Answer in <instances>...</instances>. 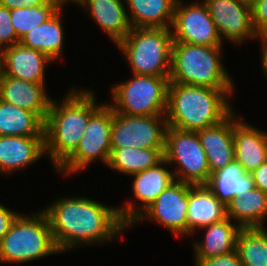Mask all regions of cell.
Returning <instances> with one entry per match:
<instances>
[{
	"label": "cell",
	"mask_w": 267,
	"mask_h": 266,
	"mask_svg": "<svg viewBox=\"0 0 267 266\" xmlns=\"http://www.w3.org/2000/svg\"><path fill=\"white\" fill-rule=\"evenodd\" d=\"M14 27L11 23L10 9L0 5V50L19 43Z\"/></svg>",
	"instance_id": "cell-31"
},
{
	"label": "cell",
	"mask_w": 267,
	"mask_h": 266,
	"mask_svg": "<svg viewBox=\"0 0 267 266\" xmlns=\"http://www.w3.org/2000/svg\"><path fill=\"white\" fill-rule=\"evenodd\" d=\"M195 262V266H243L236 250L207 259H196Z\"/></svg>",
	"instance_id": "cell-32"
},
{
	"label": "cell",
	"mask_w": 267,
	"mask_h": 266,
	"mask_svg": "<svg viewBox=\"0 0 267 266\" xmlns=\"http://www.w3.org/2000/svg\"><path fill=\"white\" fill-rule=\"evenodd\" d=\"M260 37V40L263 43V50H262V69L264 74L267 76V34L266 33H261L258 34L257 38Z\"/></svg>",
	"instance_id": "cell-37"
},
{
	"label": "cell",
	"mask_w": 267,
	"mask_h": 266,
	"mask_svg": "<svg viewBox=\"0 0 267 266\" xmlns=\"http://www.w3.org/2000/svg\"><path fill=\"white\" fill-rule=\"evenodd\" d=\"M221 46L173 42L169 83L233 89V82L221 63Z\"/></svg>",
	"instance_id": "cell-4"
},
{
	"label": "cell",
	"mask_w": 267,
	"mask_h": 266,
	"mask_svg": "<svg viewBox=\"0 0 267 266\" xmlns=\"http://www.w3.org/2000/svg\"><path fill=\"white\" fill-rule=\"evenodd\" d=\"M232 91L169 83L165 115L168 127L197 132L220 123L233 111L227 100Z\"/></svg>",
	"instance_id": "cell-3"
},
{
	"label": "cell",
	"mask_w": 267,
	"mask_h": 266,
	"mask_svg": "<svg viewBox=\"0 0 267 266\" xmlns=\"http://www.w3.org/2000/svg\"><path fill=\"white\" fill-rule=\"evenodd\" d=\"M43 154L44 136H0V171L6 174L27 167Z\"/></svg>",
	"instance_id": "cell-18"
},
{
	"label": "cell",
	"mask_w": 267,
	"mask_h": 266,
	"mask_svg": "<svg viewBox=\"0 0 267 266\" xmlns=\"http://www.w3.org/2000/svg\"><path fill=\"white\" fill-rule=\"evenodd\" d=\"M132 28H170L177 0H125Z\"/></svg>",
	"instance_id": "cell-23"
},
{
	"label": "cell",
	"mask_w": 267,
	"mask_h": 266,
	"mask_svg": "<svg viewBox=\"0 0 267 266\" xmlns=\"http://www.w3.org/2000/svg\"><path fill=\"white\" fill-rule=\"evenodd\" d=\"M62 6L59 0H47L41 6L10 10L11 23L17 37L21 39L31 29L51 18Z\"/></svg>",
	"instance_id": "cell-30"
},
{
	"label": "cell",
	"mask_w": 267,
	"mask_h": 266,
	"mask_svg": "<svg viewBox=\"0 0 267 266\" xmlns=\"http://www.w3.org/2000/svg\"><path fill=\"white\" fill-rule=\"evenodd\" d=\"M47 0H0V5L8 9L30 8L43 5Z\"/></svg>",
	"instance_id": "cell-36"
},
{
	"label": "cell",
	"mask_w": 267,
	"mask_h": 266,
	"mask_svg": "<svg viewBox=\"0 0 267 266\" xmlns=\"http://www.w3.org/2000/svg\"><path fill=\"white\" fill-rule=\"evenodd\" d=\"M177 0L172 26L173 42L192 45L222 46V39L218 34L206 4L192 3L182 6Z\"/></svg>",
	"instance_id": "cell-11"
},
{
	"label": "cell",
	"mask_w": 267,
	"mask_h": 266,
	"mask_svg": "<svg viewBox=\"0 0 267 266\" xmlns=\"http://www.w3.org/2000/svg\"><path fill=\"white\" fill-rule=\"evenodd\" d=\"M19 214L13 212L12 210L4 207L0 203V241L5 236V234L10 230L11 225L18 217Z\"/></svg>",
	"instance_id": "cell-34"
},
{
	"label": "cell",
	"mask_w": 267,
	"mask_h": 266,
	"mask_svg": "<svg viewBox=\"0 0 267 266\" xmlns=\"http://www.w3.org/2000/svg\"><path fill=\"white\" fill-rule=\"evenodd\" d=\"M236 251L243 266H267V231L242 228L238 232Z\"/></svg>",
	"instance_id": "cell-29"
},
{
	"label": "cell",
	"mask_w": 267,
	"mask_h": 266,
	"mask_svg": "<svg viewBox=\"0 0 267 266\" xmlns=\"http://www.w3.org/2000/svg\"><path fill=\"white\" fill-rule=\"evenodd\" d=\"M113 109L103 104L89 119L76 150L57 168L71 174L99 158L108 165L111 155Z\"/></svg>",
	"instance_id": "cell-9"
},
{
	"label": "cell",
	"mask_w": 267,
	"mask_h": 266,
	"mask_svg": "<svg viewBox=\"0 0 267 266\" xmlns=\"http://www.w3.org/2000/svg\"><path fill=\"white\" fill-rule=\"evenodd\" d=\"M226 215L237 220L241 228H263L261 224L267 215V193L256 187L242 193L227 204Z\"/></svg>",
	"instance_id": "cell-25"
},
{
	"label": "cell",
	"mask_w": 267,
	"mask_h": 266,
	"mask_svg": "<svg viewBox=\"0 0 267 266\" xmlns=\"http://www.w3.org/2000/svg\"><path fill=\"white\" fill-rule=\"evenodd\" d=\"M57 253L60 252L43 210L32 217L18 215L0 241V262L24 263Z\"/></svg>",
	"instance_id": "cell-6"
},
{
	"label": "cell",
	"mask_w": 267,
	"mask_h": 266,
	"mask_svg": "<svg viewBox=\"0 0 267 266\" xmlns=\"http://www.w3.org/2000/svg\"><path fill=\"white\" fill-rule=\"evenodd\" d=\"M255 187L267 193V160L252 173Z\"/></svg>",
	"instance_id": "cell-35"
},
{
	"label": "cell",
	"mask_w": 267,
	"mask_h": 266,
	"mask_svg": "<svg viewBox=\"0 0 267 266\" xmlns=\"http://www.w3.org/2000/svg\"><path fill=\"white\" fill-rule=\"evenodd\" d=\"M62 7L47 21L27 32L20 43L31 49L43 52L52 61L56 60L63 49L64 32L61 25Z\"/></svg>",
	"instance_id": "cell-26"
},
{
	"label": "cell",
	"mask_w": 267,
	"mask_h": 266,
	"mask_svg": "<svg viewBox=\"0 0 267 266\" xmlns=\"http://www.w3.org/2000/svg\"><path fill=\"white\" fill-rule=\"evenodd\" d=\"M173 44L170 28H132L117 46L133 75L169 76Z\"/></svg>",
	"instance_id": "cell-5"
},
{
	"label": "cell",
	"mask_w": 267,
	"mask_h": 266,
	"mask_svg": "<svg viewBox=\"0 0 267 266\" xmlns=\"http://www.w3.org/2000/svg\"><path fill=\"white\" fill-rule=\"evenodd\" d=\"M206 186L225 206L233 198L255 188L252 174L245 173L235 160L211 174Z\"/></svg>",
	"instance_id": "cell-22"
},
{
	"label": "cell",
	"mask_w": 267,
	"mask_h": 266,
	"mask_svg": "<svg viewBox=\"0 0 267 266\" xmlns=\"http://www.w3.org/2000/svg\"><path fill=\"white\" fill-rule=\"evenodd\" d=\"M167 127L165 115L129 116L113 111L111 152L125 147L164 148Z\"/></svg>",
	"instance_id": "cell-10"
},
{
	"label": "cell",
	"mask_w": 267,
	"mask_h": 266,
	"mask_svg": "<svg viewBox=\"0 0 267 266\" xmlns=\"http://www.w3.org/2000/svg\"><path fill=\"white\" fill-rule=\"evenodd\" d=\"M243 1L249 5H253L257 0H243Z\"/></svg>",
	"instance_id": "cell-38"
},
{
	"label": "cell",
	"mask_w": 267,
	"mask_h": 266,
	"mask_svg": "<svg viewBox=\"0 0 267 266\" xmlns=\"http://www.w3.org/2000/svg\"><path fill=\"white\" fill-rule=\"evenodd\" d=\"M44 84L1 74L0 99L8 104L32 111L45 121L52 99L44 91Z\"/></svg>",
	"instance_id": "cell-17"
},
{
	"label": "cell",
	"mask_w": 267,
	"mask_h": 266,
	"mask_svg": "<svg viewBox=\"0 0 267 266\" xmlns=\"http://www.w3.org/2000/svg\"><path fill=\"white\" fill-rule=\"evenodd\" d=\"M163 164H168V162L163 159L156 166L132 175L135 178L133 181L134 195L143 205L141 207L142 211L136 209V206L130 202L124 208H118L120 217L127 226L135 223L137 218L157 197L176 181L173 172L171 173L165 169L167 167H164Z\"/></svg>",
	"instance_id": "cell-14"
},
{
	"label": "cell",
	"mask_w": 267,
	"mask_h": 266,
	"mask_svg": "<svg viewBox=\"0 0 267 266\" xmlns=\"http://www.w3.org/2000/svg\"><path fill=\"white\" fill-rule=\"evenodd\" d=\"M0 136H44V121L36 113L0 99Z\"/></svg>",
	"instance_id": "cell-27"
},
{
	"label": "cell",
	"mask_w": 267,
	"mask_h": 266,
	"mask_svg": "<svg viewBox=\"0 0 267 266\" xmlns=\"http://www.w3.org/2000/svg\"><path fill=\"white\" fill-rule=\"evenodd\" d=\"M62 4H64V3H66V1H70V2H72L73 1V3H76L77 2V0H59Z\"/></svg>",
	"instance_id": "cell-39"
},
{
	"label": "cell",
	"mask_w": 267,
	"mask_h": 266,
	"mask_svg": "<svg viewBox=\"0 0 267 266\" xmlns=\"http://www.w3.org/2000/svg\"><path fill=\"white\" fill-rule=\"evenodd\" d=\"M252 8V23L258 34L267 32V0H257Z\"/></svg>",
	"instance_id": "cell-33"
},
{
	"label": "cell",
	"mask_w": 267,
	"mask_h": 266,
	"mask_svg": "<svg viewBox=\"0 0 267 266\" xmlns=\"http://www.w3.org/2000/svg\"><path fill=\"white\" fill-rule=\"evenodd\" d=\"M206 230L204 240L194 242L195 259H207L236 250L238 232L242 229L233 225L230 218L203 227Z\"/></svg>",
	"instance_id": "cell-24"
},
{
	"label": "cell",
	"mask_w": 267,
	"mask_h": 266,
	"mask_svg": "<svg viewBox=\"0 0 267 266\" xmlns=\"http://www.w3.org/2000/svg\"><path fill=\"white\" fill-rule=\"evenodd\" d=\"M71 90L63 103L52 100L44 121L45 152L57 169L77 148L90 117L102 106L88 90Z\"/></svg>",
	"instance_id": "cell-2"
},
{
	"label": "cell",
	"mask_w": 267,
	"mask_h": 266,
	"mask_svg": "<svg viewBox=\"0 0 267 266\" xmlns=\"http://www.w3.org/2000/svg\"><path fill=\"white\" fill-rule=\"evenodd\" d=\"M192 184L174 181L137 218L155 220L177 235L187 234L188 192Z\"/></svg>",
	"instance_id": "cell-12"
},
{
	"label": "cell",
	"mask_w": 267,
	"mask_h": 266,
	"mask_svg": "<svg viewBox=\"0 0 267 266\" xmlns=\"http://www.w3.org/2000/svg\"><path fill=\"white\" fill-rule=\"evenodd\" d=\"M59 252L76 245L109 241L128 227L117 208L88 198H61L43 210Z\"/></svg>",
	"instance_id": "cell-1"
},
{
	"label": "cell",
	"mask_w": 267,
	"mask_h": 266,
	"mask_svg": "<svg viewBox=\"0 0 267 266\" xmlns=\"http://www.w3.org/2000/svg\"><path fill=\"white\" fill-rule=\"evenodd\" d=\"M226 206L206 185H193L188 192L187 234L224 220Z\"/></svg>",
	"instance_id": "cell-20"
},
{
	"label": "cell",
	"mask_w": 267,
	"mask_h": 266,
	"mask_svg": "<svg viewBox=\"0 0 267 266\" xmlns=\"http://www.w3.org/2000/svg\"><path fill=\"white\" fill-rule=\"evenodd\" d=\"M238 121L232 111L220 123L197 131L211 174L235 160L233 126Z\"/></svg>",
	"instance_id": "cell-15"
},
{
	"label": "cell",
	"mask_w": 267,
	"mask_h": 266,
	"mask_svg": "<svg viewBox=\"0 0 267 266\" xmlns=\"http://www.w3.org/2000/svg\"><path fill=\"white\" fill-rule=\"evenodd\" d=\"M122 0H77L75 4L89 8L97 24L118 44L132 29Z\"/></svg>",
	"instance_id": "cell-21"
},
{
	"label": "cell",
	"mask_w": 267,
	"mask_h": 266,
	"mask_svg": "<svg viewBox=\"0 0 267 266\" xmlns=\"http://www.w3.org/2000/svg\"><path fill=\"white\" fill-rule=\"evenodd\" d=\"M164 148H133L114 149L107 166L125 175H133L156 166L164 159Z\"/></svg>",
	"instance_id": "cell-28"
},
{
	"label": "cell",
	"mask_w": 267,
	"mask_h": 266,
	"mask_svg": "<svg viewBox=\"0 0 267 266\" xmlns=\"http://www.w3.org/2000/svg\"><path fill=\"white\" fill-rule=\"evenodd\" d=\"M234 158L245 173H252L267 160V133L238 121L233 126Z\"/></svg>",
	"instance_id": "cell-19"
},
{
	"label": "cell",
	"mask_w": 267,
	"mask_h": 266,
	"mask_svg": "<svg viewBox=\"0 0 267 266\" xmlns=\"http://www.w3.org/2000/svg\"><path fill=\"white\" fill-rule=\"evenodd\" d=\"M163 154L168 165L179 166L173 172L176 181L192 185L208 183L211 173L197 132L167 127Z\"/></svg>",
	"instance_id": "cell-8"
},
{
	"label": "cell",
	"mask_w": 267,
	"mask_h": 266,
	"mask_svg": "<svg viewBox=\"0 0 267 266\" xmlns=\"http://www.w3.org/2000/svg\"><path fill=\"white\" fill-rule=\"evenodd\" d=\"M51 61L43 52L20 42L4 49L0 55L2 74L33 83H45V65Z\"/></svg>",
	"instance_id": "cell-16"
},
{
	"label": "cell",
	"mask_w": 267,
	"mask_h": 266,
	"mask_svg": "<svg viewBox=\"0 0 267 266\" xmlns=\"http://www.w3.org/2000/svg\"><path fill=\"white\" fill-rule=\"evenodd\" d=\"M204 3L221 39L241 43L258 36L252 23L251 5L243 0H204Z\"/></svg>",
	"instance_id": "cell-13"
},
{
	"label": "cell",
	"mask_w": 267,
	"mask_h": 266,
	"mask_svg": "<svg viewBox=\"0 0 267 266\" xmlns=\"http://www.w3.org/2000/svg\"><path fill=\"white\" fill-rule=\"evenodd\" d=\"M169 76L134 74L113 87V111L129 116L166 115Z\"/></svg>",
	"instance_id": "cell-7"
}]
</instances>
